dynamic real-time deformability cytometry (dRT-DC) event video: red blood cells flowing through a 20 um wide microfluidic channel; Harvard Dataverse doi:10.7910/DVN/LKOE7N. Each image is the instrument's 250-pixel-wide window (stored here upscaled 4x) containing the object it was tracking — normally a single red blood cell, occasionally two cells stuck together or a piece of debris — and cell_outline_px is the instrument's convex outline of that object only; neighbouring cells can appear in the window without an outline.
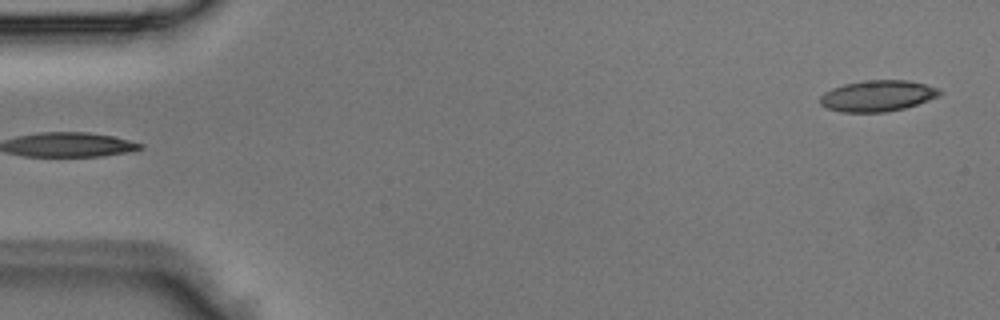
{"species": "Egyptian fruit bat (a non-hibernating species)", "species_latin": "Rousettus aegyptiacus", "temperature_condition": "room temperature", "stored_images_in_passage": 4, "segment_of_instrument_passage": [2, 2], "camera_frame_rate_fps": 3000, "um_per_image_px": 0.085, "animal": {"sex": "male"}, "frame": {"image": 1, "passage_image": 4, "time_ms": 1.0, "image_size_px": [1000, 320], "cell_outline_px": [[944, 92], [940, 96], [904, 108], [884, 112], [840, 112], [828, 108], [820, 104], [820, 96], [824, 92], [832, 88], [844, 84], [864, 80], [908, 80], [924, 84], [936, 88]], "centroid_in_image_um": [74.58, 8.14], "position_along_channel_um": 10.4, "area_um2": 21.62}}